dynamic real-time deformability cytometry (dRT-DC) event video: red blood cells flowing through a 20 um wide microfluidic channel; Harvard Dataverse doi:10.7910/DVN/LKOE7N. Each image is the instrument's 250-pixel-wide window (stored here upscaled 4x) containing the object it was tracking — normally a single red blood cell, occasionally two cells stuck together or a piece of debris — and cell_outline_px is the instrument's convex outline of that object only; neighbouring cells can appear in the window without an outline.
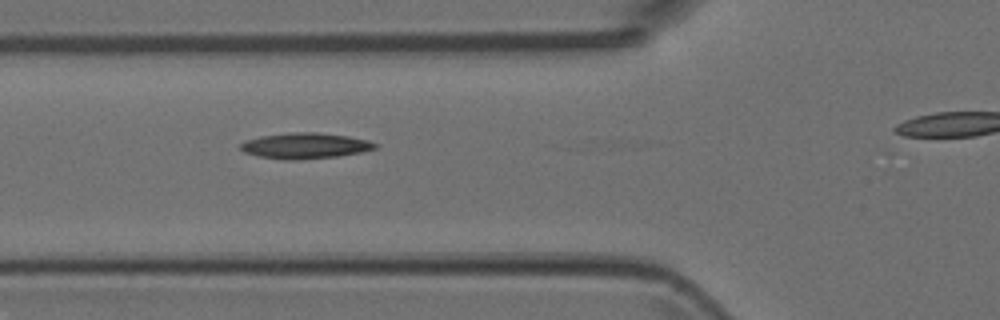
{"species": "Egyptian fruit bat (a non-hibernating species)", "species_latin": "Rousettus aegyptiacus", "temperature_condition": "room temperature", "stored_images_in_passage": 3, "camera_frame_rate_fps": 3000, "um_per_image_px": 0.085, "animal": {"sex": "female"}, "frame": {"image": 1, "passage_image": 2, "time_ms": 0.333, "image_size_px": [1000, 320], "cell_outline_px": [[376, 148], [360, 152], [336, 156], [296, 160], [284, 160], [260, 156], [244, 152], [240, 148], [240, 144], [248, 140], [260, 136], [296, 132], [316, 132], [348, 136], [368, 140], [376, 144]], "centroid_in_image_um": [25.92, 12.39], "position_along_channel_um": 99.9, "area_um2": 19.88}}